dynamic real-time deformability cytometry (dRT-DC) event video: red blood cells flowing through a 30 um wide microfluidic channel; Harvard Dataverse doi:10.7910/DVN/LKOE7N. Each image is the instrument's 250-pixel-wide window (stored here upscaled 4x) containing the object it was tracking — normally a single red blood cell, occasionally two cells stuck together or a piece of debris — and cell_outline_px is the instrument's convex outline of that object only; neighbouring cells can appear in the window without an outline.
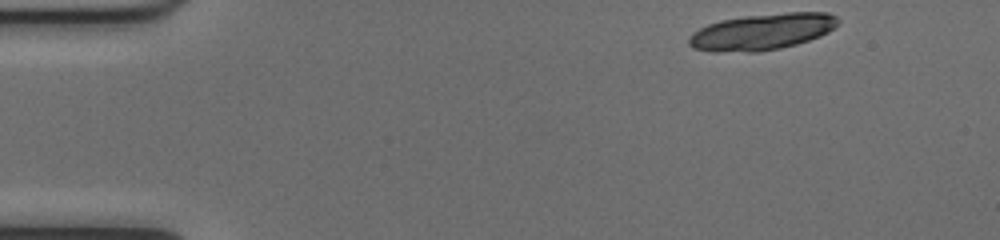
{"species": "common noctule bat (a hibernating species)", "species_latin": "Nyctalus noctula", "temperature_condition": "cold", "stored_images_in_passage": 14, "camera_frame_rate_fps": 3000, "um_per_image_px": 0.085, "animal": {"sex": "female", "body_mass_g": 17.0, "forearm_length_mm": 48.0}, "frame": {"image": 1, "passage_image": 1, "time_ms": 0.0, "image_size_px": [1000, 240], "cell_outline_px": [[840, 20], [828, 32], [820, 36], [796, 44], [780, 48], [756, 52], [712, 52], [692, 48], [688, 44], [688, 40], [692, 32], [708, 24], [720, 20], [744, 16], [788, 12], [828, 12], [836, 16]], "centroid_in_image_um": [64.75, 2.7], "position_along_channel_um": 20.3, "area_um2": 31.67}}